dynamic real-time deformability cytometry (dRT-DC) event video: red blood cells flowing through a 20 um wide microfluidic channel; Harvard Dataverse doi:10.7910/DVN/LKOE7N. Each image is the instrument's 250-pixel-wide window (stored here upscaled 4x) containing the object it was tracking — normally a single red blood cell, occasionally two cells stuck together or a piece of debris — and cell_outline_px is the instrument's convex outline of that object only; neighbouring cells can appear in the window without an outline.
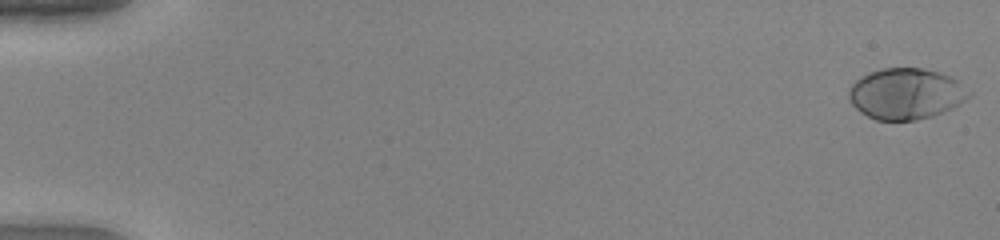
{"species": "human", "species_latin": "Homo sapiens", "temperature_condition": "warm", "stored_images_in_passage": 50, "camera_frame_rate_fps": 3000, "um_per_image_px": 0.085, "donor": {"sex": "female"}, "frame": {"image": 1, "passage_image": 1, "time_ms": 0.0, "image_size_px": [1000, 240], "cell_outline_px": [[972, 92], [964, 100], [952, 108], [944, 112], [932, 116], [916, 120], [876, 120], [860, 112], [852, 104], [848, 96], [848, 88], [860, 76], [884, 68], [920, 68], [936, 72], [960, 80]], "centroid_in_image_um": [77.0, 7.97], "position_along_channel_um": 8.0, "area_um2": 35.66}}
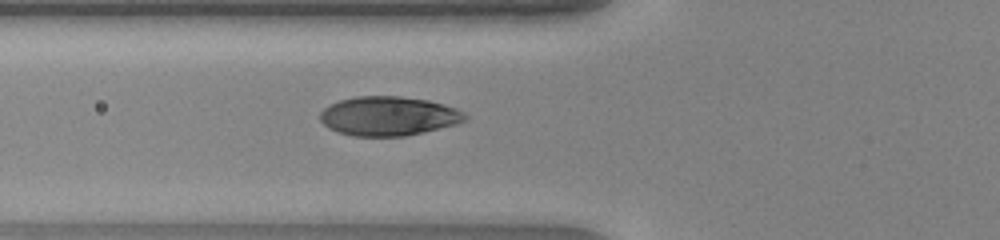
{"frame": {"image": 2, "passage_image": 20, "time_ms": 6.333, "image_size_px": [1000, 240], "cell_outline_px": [[468, 120], [456, 124], [424, 132], [404, 136], [352, 136], [328, 128], [320, 120], [320, 112], [324, 108], [340, 100], [356, 96], [400, 96], [428, 100], [444, 104], [456, 108], [464, 112], [468, 116]], "centroid_in_image_um": [33.05, 9.86], "position_along_channel_um": 92.7, "area_um2": 33.18}}
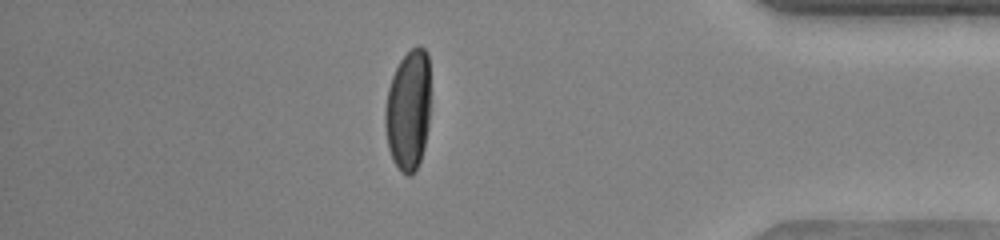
{"frame": {"image": 3, "passage_image": 44, "time_ms": 14.333, "image_size_px": [1000, 240], "cell_outline_px": [[428, 128], [424, 148], [420, 160], [412, 176], [408, 176], [400, 172], [392, 160], [388, 148], [384, 124], [384, 108], [388, 88], [392, 76], [400, 60], [412, 48], [420, 44], [428, 52]], "centroid_in_image_um": [34.67, 9.4], "position_along_channel_um": 400.5, "area_um2": 32.02}, "authors_computed_cell_mechanics": {"area_um2": 34.3332, "velocity_mm_per_s": 4.1951, "shape_relaxation_time_tau1_ms": 2.4809, "shape_relaxation_time_tau2_ms": null, "deformation_change_tau1": 0.1983, "deformation_change_tau2": null}}